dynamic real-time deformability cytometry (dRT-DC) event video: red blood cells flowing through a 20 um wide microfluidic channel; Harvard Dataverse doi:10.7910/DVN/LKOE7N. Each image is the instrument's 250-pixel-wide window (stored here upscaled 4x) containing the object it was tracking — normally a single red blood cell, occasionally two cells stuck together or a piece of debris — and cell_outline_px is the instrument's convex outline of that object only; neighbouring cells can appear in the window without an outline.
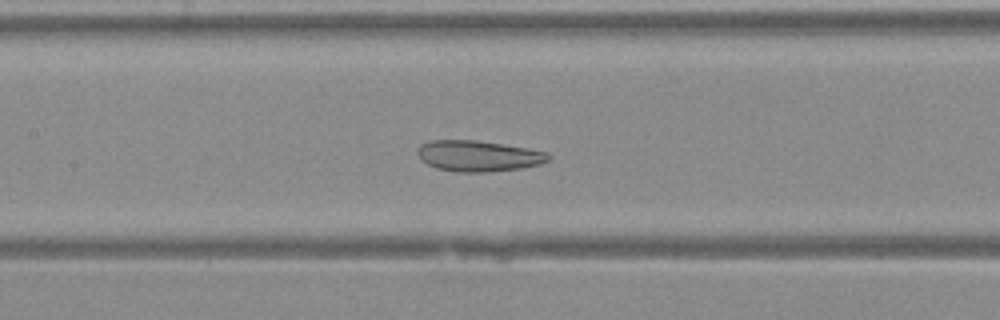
{"species": "Egyptian fruit bat (a non-hibernating species)", "species_latin": "Rousettus aegyptiacus", "temperature_condition": "warm", "stored_images_in_passage": 45, "camera_frame_rate_fps": 3000, "um_per_image_px": 0.085, "animal": {"sex": "female"}, "frame": {"image": 1, "passage_image": 22, "time_ms": 7.0, "image_size_px": [1000, 320], "cell_outline_px": [[552, 160], [540, 164], [520, 168], [484, 172], [456, 172], [436, 168], [420, 160], [416, 152], [416, 148], [420, 144], [428, 140], [476, 140], [528, 148], [548, 152], [552, 156]], "centroid_in_image_um": [40.64, 13.25], "position_along_channel_um": 166.8, "area_um2": 23.87}}
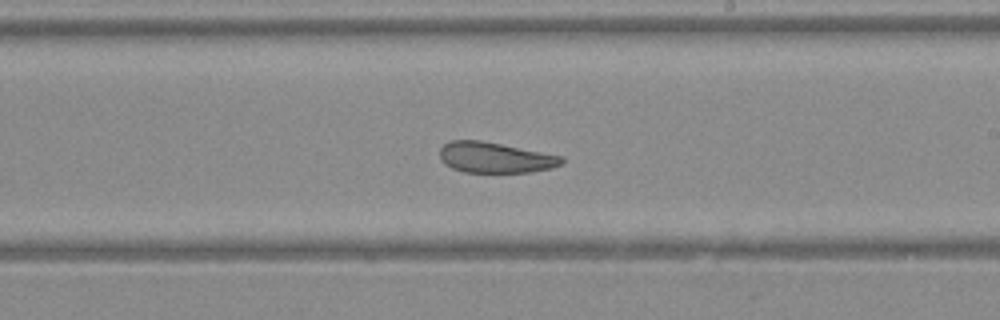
{"frame": {"image": 2, "passage_image": 27, "time_ms": 8.667, "image_size_px": [1000, 320], "cell_outline_px": [[564, 164], [552, 168], [532, 172], [464, 172], [452, 168], [444, 164], [440, 160], [440, 148], [448, 140], [480, 140], [564, 156]], "centroid_in_image_um": [42.09, 13.39], "position_along_channel_um": 246.9, "area_um2": 21.96}}
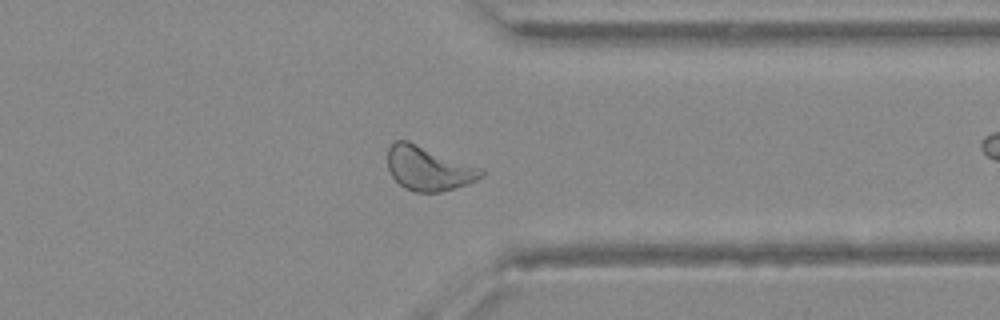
{"frame": {"image": 3, "passage_image": 35, "time_ms": 11.333, "image_size_px": [1000, 320], "cell_outline_px": [[484, 176], [468, 184], [440, 192], [416, 192], [404, 188], [392, 176], [388, 168], [388, 148], [396, 140], [408, 140], [484, 168]], "centroid_in_image_um": [36.45, 14.31], "position_along_channel_um": 374.9, "area_um2": 24.33}}